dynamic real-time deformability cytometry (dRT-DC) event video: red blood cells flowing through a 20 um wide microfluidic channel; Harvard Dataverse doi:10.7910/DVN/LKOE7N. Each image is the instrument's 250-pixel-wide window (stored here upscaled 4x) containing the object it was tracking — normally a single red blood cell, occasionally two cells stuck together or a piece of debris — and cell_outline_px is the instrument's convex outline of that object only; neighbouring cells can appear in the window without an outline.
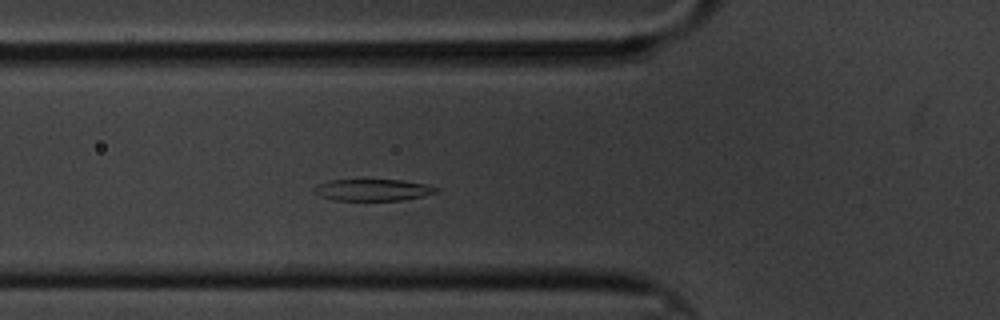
{"species": "common noctule bat (a hibernating species)", "species_latin": "Nyctalus noctula", "temperature_condition": "cold", "stored_images_in_passage": 31, "camera_frame_rate_fps": 3000, "um_per_image_px": 0.085, "animal": {"sex": "male", "body_mass_g": 20.1, "forearm_length_mm": 53.5}, "frame": {"image": 1, "passage_image": 5, "time_ms": 1.333, "image_size_px": [1000, 320], "cell_outline_px": [[440, 192], [424, 196], [400, 200], [336, 200], [320, 196], [312, 192], [312, 188], [316, 184], [328, 180], [400, 180], [428, 184], [440, 188]], "centroid_in_image_um": [31.7, 16.14], "position_along_channel_um": 94.1, "area_um2": 15.61}}
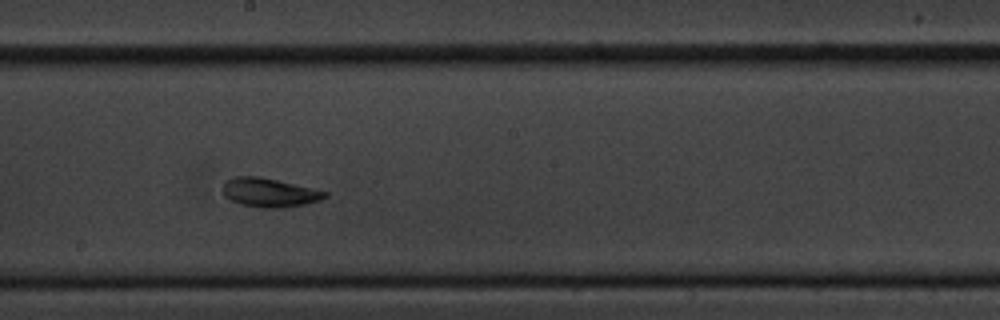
{"frame": {"image": 2, "passage_image": 17, "time_ms": 5.333, "image_size_px": [1000, 320], "cell_outline_px": [[328, 196], [320, 200], [304, 204], [284, 208], [260, 208], [240, 204], [224, 196], [224, 184], [228, 180], [236, 176], [256, 176], [276, 180], [328, 192]], "centroid_in_image_um": [22.9, 16.38], "position_along_channel_um": 225.3, "area_um2": 16.94}}
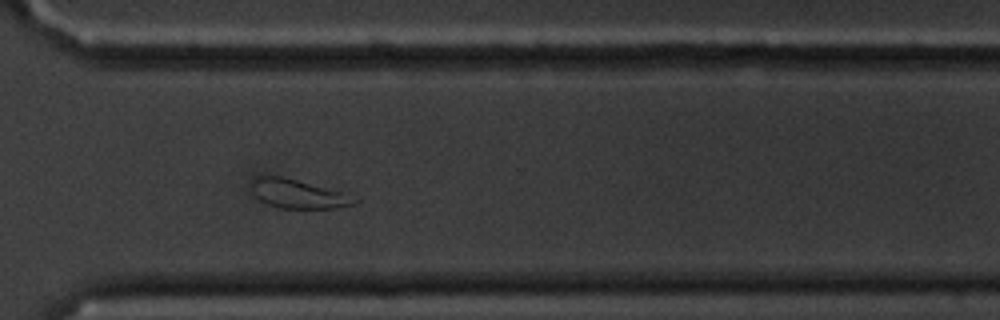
{"frame": {"image": 3, "passage_image": 28, "time_ms": 9.0, "image_size_px": [1000, 320], "cell_outline_px": [[360, 200], [352, 204], [336, 208], [280, 208], [268, 204], [260, 200], [252, 192], [252, 180], [256, 176], [280, 176], [296, 180], [340, 192]], "centroid_in_image_um": [25.27, 16.48], "position_along_channel_um": 345.3, "area_um2": 16.82}, "authors_computed_cell_mechanics": {"area_um2": 16.5886, "velocity_mm_per_s": 3.2713, "shape_relaxation_time_tau1_ms": 3.0048, "shape_relaxation_time_tau2_ms": 4.2033, "deformation_change_tau1": 0.1462, "deformation_change_tau2": 0.1282}}